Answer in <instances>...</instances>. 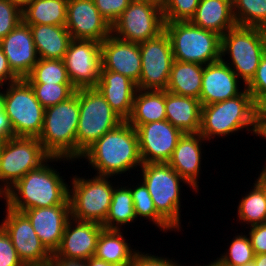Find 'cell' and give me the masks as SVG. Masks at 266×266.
Here are the masks:
<instances>
[{
	"label": "cell",
	"mask_w": 266,
	"mask_h": 266,
	"mask_svg": "<svg viewBox=\"0 0 266 266\" xmlns=\"http://www.w3.org/2000/svg\"><path fill=\"white\" fill-rule=\"evenodd\" d=\"M58 160L70 159L50 157L40 167L29 171L6 192L5 205L19 212L31 208L70 205L68 184L57 169L47 164Z\"/></svg>",
	"instance_id": "6da1fadb"
},
{
	"label": "cell",
	"mask_w": 266,
	"mask_h": 266,
	"mask_svg": "<svg viewBox=\"0 0 266 266\" xmlns=\"http://www.w3.org/2000/svg\"><path fill=\"white\" fill-rule=\"evenodd\" d=\"M82 157L101 176H116L143 164L136 129L127 121L105 133Z\"/></svg>",
	"instance_id": "7a4b0ae2"
},
{
	"label": "cell",
	"mask_w": 266,
	"mask_h": 266,
	"mask_svg": "<svg viewBox=\"0 0 266 266\" xmlns=\"http://www.w3.org/2000/svg\"><path fill=\"white\" fill-rule=\"evenodd\" d=\"M243 88L233 98L202 106L199 134L206 141L214 136H229L244 128L256 134V104L248 90Z\"/></svg>",
	"instance_id": "3957f363"
},
{
	"label": "cell",
	"mask_w": 266,
	"mask_h": 266,
	"mask_svg": "<svg viewBox=\"0 0 266 266\" xmlns=\"http://www.w3.org/2000/svg\"><path fill=\"white\" fill-rule=\"evenodd\" d=\"M79 124V97L48 107L38 140L51 157L76 160V135Z\"/></svg>",
	"instance_id": "277c9868"
},
{
	"label": "cell",
	"mask_w": 266,
	"mask_h": 266,
	"mask_svg": "<svg viewBox=\"0 0 266 266\" xmlns=\"http://www.w3.org/2000/svg\"><path fill=\"white\" fill-rule=\"evenodd\" d=\"M266 53V29L238 26L221 36V60L243 80L245 87L254 77L261 58ZM231 62L225 61V55ZM245 84V85H244Z\"/></svg>",
	"instance_id": "5b68a950"
},
{
	"label": "cell",
	"mask_w": 266,
	"mask_h": 266,
	"mask_svg": "<svg viewBox=\"0 0 266 266\" xmlns=\"http://www.w3.org/2000/svg\"><path fill=\"white\" fill-rule=\"evenodd\" d=\"M75 93L79 97L76 159L80 160L91 145L124 120L96 88L76 89Z\"/></svg>",
	"instance_id": "8992f818"
},
{
	"label": "cell",
	"mask_w": 266,
	"mask_h": 266,
	"mask_svg": "<svg viewBox=\"0 0 266 266\" xmlns=\"http://www.w3.org/2000/svg\"><path fill=\"white\" fill-rule=\"evenodd\" d=\"M174 60L207 65L221 59V36L190 21L164 22Z\"/></svg>",
	"instance_id": "52a82bcc"
},
{
	"label": "cell",
	"mask_w": 266,
	"mask_h": 266,
	"mask_svg": "<svg viewBox=\"0 0 266 266\" xmlns=\"http://www.w3.org/2000/svg\"><path fill=\"white\" fill-rule=\"evenodd\" d=\"M140 168L157 213L174 230H180V183L191 186L168 163H145Z\"/></svg>",
	"instance_id": "ba28073f"
},
{
	"label": "cell",
	"mask_w": 266,
	"mask_h": 266,
	"mask_svg": "<svg viewBox=\"0 0 266 266\" xmlns=\"http://www.w3.org/2000/svg\"><path fill=\"white\" fill-rule=\"evenodd\" d=\"M110 176L96 175L93 178L74 176L69 189L71 218L103 224L112 201L114 186Z\"/></svg>",
	"instance_id": "9c48e42d"
},
{
	"label": "cell",
	"mask_w": 266,
	"mask_h": 266,
	"mask_svg": "<svg viewBox=\"0 0 266 266\" xmlns=\"http://www.w3.org/2000/svg\"><path fill=\"white\" fill-rule=\"evenodd\" d=\"M4 110L15 137H37L41 134L45 108L25 79L9 83L4 90Z\"/></svg>",
	"instance_id": "30bf717a"
},
{
	"label": "cell",
	"mask_w": 266,
	"mask_h": 266,
	"mask_svg": "<svg viewBox=\"0 0 266 266\" xmlns=\"http://www.w3.org/2000/svg\"><path fill=\"white\" fill-rule=\"evenodd\" d=\"M50 157L37 137L6 140L0 151V187L6 193L29 171L40 167Z\"/></svg>",
	"instance_id": "8fae6325"
},
{
	"label": "cell",
	"mask_w": 266,
	"mask_h": 266,
	"mask_svg": "<svg viewBox=\"0 0 266 266\" xmlns=\"http://www.w3.org/2000/svg\"><path fill=\"white\" fill-rule=\"evenodd\" d=\"M163 31V11L144 0H132L111 26V34L133 43L153 39Z\"/></svg>",
	"instance_id": "7c38bea8"
},
{
	"label": "cell",
	"mask_w": 266,
	"mask_h": 266,
	"mask_svg": "<svg viewBox=\"0 0 266 266\" xmlns=\"http://www.w3.org/2000/svg\"><path fill=\"white\" fill-rule=\"evenodd\" d=\"M141 75L136 84L141 90H166L174 56L165 30L157 37L139 43Z\"/></svg>",
	"instance_id": "4fadbf2b"
},
{
	"label": "cell",
	"mask_w": 266,
	"mask_h": 266,
	"mask_svg": "<svg viewBox=\"0 0 266 266\" xmlns=\"http://www.w3.org/2000/svg\"><path fill=\"white\" fill-rule=\"evenodd\" d=\"M70 82L76 89L95 88L101 74V43L72 39L63 58Z\"/></svg>",
	"instance_id": "5bb4252c"
},
{
	"label": "cell",
	"mask_w": 266,
	"mask_h": 266,
	"mask_svg": "<svg viewBox=\"0 0 266 266\" xmlns=\"http://www.w3.org/2000/svg\"><path fill=\"white\" fill-rule=\"evenodd\" d=\"M6 216L0 226L10 237L23 264L44 263L52 254L42 244L28 217L6 205Z\"/></svg>",
	"instance_id": "9a60e30c"
},
{
	"label": "cell",
	"mask_w": 266,
	"mask_h": 266,
	"mask_svg": "<svg viewBox=\"0 0 266 266\" xmlns=\"http://www.w3.org/2000/svg\"><path fill=\"white\" fill-rule=\"evenodd\" d=\"M141 161L167 163L183 132L169 121H154L136 128Z\"/></svg>",
	"instance_id": "2e32d148"
},
{
	"label": "cell",
	"mask_w": 266,
	"mask_h": 266,
	"mask_svg": "<svg viewBox=\"0 0 266 266\" xmlns=\"http://www.w3.org/2000/svg\"><path fill=\"white\" fill-rule=\"evenodd\" d=\"M65 27L72 39L102 42L111 34L110 23L94 0H68Z\"/></svg>",
	"instance_id": "e0dca14e"
},
{
	"label": "cell",
	"mask_w": 266,
	"mask_h": 266,
	"mask_svg": "<svg viewBox=\"0 0 266 266\" xmlns=\"http://www.w3.org/2000/svg\"><path fill=\"white\" fill-rule=\"evenodd\" d=\"M0 46L12 72L19 79H25L39 59L30 26L21 21L0 41Z\"/></svg>",
	"instance_id": "ac0fdd59"
},
{
	"label": "cell",
	"mask_w": 266,
	"mask_h": 266,
	"mask_svg": "<svg viewBox=\"0 0 266 266\" xmlns=\"http://www.w3.org/2000/svg\"><path fill=\"white\" fill-rule=\"evenodd\" d=\"M103 229L99 223L70 218L66 223L61 243L52 256L81 260L93 257L99 234Z\"/></svg>",
	"instance_id": "d6986e66"
},
{
	"label": "cell",
	"mask_w": 266,
	"mask_h": 266,
	"mask_svg": "<svg viewBox=\"0 0 266 266\" xmlns=\"http://www.w3.org/2000/svg\"><path fill=\"white\" fill-rule=\"evenodd\" d=\"M102 68L127 76L136 84L141 75L139 43L121 40L110 34L101 42Z\"/></svg>",
	"instance_id": "ffe728a7"
},
{
	"label": "cell",
	"mask_w": 266,
	"mask_h": 266,
	"mask_svg": "<svg viewBox=\"0 0 266 266\" xmlns=\"http://www.w3.org/2000/svg\"><path fill=\"white\" fill-rule=\"evenodd\" d=\"M23 213L30 220L42 244L51 253L58 249L67 221L71 218L70 205L31 208Z\"/></svg>",
	"instance_id": "44dd1931"
},
{
	"label": "cell",
	"mask_w": 266,
	"mask_h": 266,
	"mask_svg": "<svg viewBox=\"0 0 266 266\" xmlns=\"http://www.w3.org/2000/svg\"><path fill=\"white\" fill-rule=\"evenodd\" d=\"M238 76L221 59L204 65L200 103L202 106L220 102L239 95Z\"/></svg>",
	"instance_id": "7402d4cb"
},
{
	"label": "cell",
	"mask_w": 266,
	"mask_h": 266,
	"mask_svg": "<svg viewBox=\"0 0 266 266\" xmlns=\"http://www.w3.org/2000/svg\"><path fill=\"white\" fill-rule=\"evenodd\" d=\"M95 88L124 121L130 117L137 91L134 81L118 72L101 68L100 79Z\"/></svg>",
	"instance_id": "603a6c76"
},
{
	"label": "cell",
	"mask_w": 266,
	"mask_h": 266,
	"mask_svg": "<svg viewBox=\"0 0 266 266\" xmlns=\"http://www.w3.org/2000/svg\"><path fill=\"white\" fill-rule=\"evenodd\" d=\"M203 141L205 139L199 133H183L167 162L196 192L199 190Z\"/></svg>",
	"instance_id": "cb8c5ba5"
},
{
	"label": "cell",
	"mask_w": 266,
	"mask_h": 266,
	"mask_svg": "<svg viewBox=\"0 0 266 266\" xmlns=\"http://www.w3.org/2000/svg\"><path fill=\"white\" fill-rule=\"evenodd\" d=\"M201 108L199 99L176 95L165 90L166 120L183 133H199Z\"/></svg>",
	"instance_id": "d4e9b609"
},
{
	"label": "cell",
	"mask_w": 266,
	"mask_h": 266,
	"mask_svg": "<svg viewBox=\"0 0 266 266\" xmlns=\"http://www.w3.org/2000/svg\"><path fill=\"white\" fill-rule=\"evenodd\" d=\"M190 22L223 36L237 25L233 16L232 0H200Z\"/></svg>",
	"instance_id": "484cf974"
},
{
	"label": "cell",
	"mask_w": 266,
	"mask_h": 266,
	"mask_svg": "<svg viewBox=\"0 0 266 266\" xmlns=\"http://www.w3.org/2000/svg\"><path fill=\"white\" fill-rule=\"evenodd\" d=\"M38 58L63 59L72 37L65 25H29Z\"/></svg>",
	"instance_id": "4316f807"
},
{
	"label": "cell",
	"mask_w": 266,
	"mask_h": 266,
	"mask_svg": "<svg viewBox=\"0 0 266 266\" xmlns=\"http://www.w3.org/2000/svg\"><path fill=\"white\" fill-rule=\"evenodd\" d=\"M166 120L165 90L137 89L132 113L126 120L135 129L142 124Z\"/></svg>",
	"instance_id": "83f0119b"
},
{
	"label": "cell",
	"mask_w": 266,
	"mask_h": 266,
	"mask_svg": "<svg viewBox=\"0 0 266 266\" xmlns=\"http://www.w3.org/2000/svg\"><path fill=\"white\" fill-rule=\"evenodd\" d=\"M204 65L174 60L166 90L199 99Z\"/></svg>",
	"instance_id": "f1b7e54d"
},
{
	"label": "cell",
	"mask_w": 266,
	"mask_h": 266,
	"mask_svg": "<svg viewBox=\"0 0 266 266\" xmlns=\"http://www.w3.org/2000/svg\"><path fill=\"white\" fill-rule=\"evenodd\" d=\"M123 236L121 230L103 229L94 256L116 266H129L138 250H133Z\"/></svg>",
	"instance_id": "f546056e"
},
{
	"label": "cell",
	"mask_w": 266,
	"mask_h": 266,
	"mask_svg": "<svg viewBox=\"0 0 266 266\" xmlns=\"http://www.w3.org/2000/svg\"><path fill=\"white\" fill-rule=\"evenodd\" d=\"M68 0H32L23 10L28 25H65Z\"/></svg>",
	"instance_id": "4dcf8cb0"
},
{
	"label": "cell",
	"mask_w": 266,
	"mask_h": 266,
	"mask_svg": "<svg viewBox=\"0 0 266 266\" xmlns=\"http://www.w3.org/2000/svg\"><path fill=\"white\" fill-rule=\"evenodd\" d=\"M137 219L130 188L114 187L110 209L102 224L104 229L121 230V225H128Z\"/></svg>",
	"instance_id": "1f68e13d"
},
{
	"label": "cell",
	"mask_w": 266,
	"mask_h": 266,
	"mask_svg": "<svg viewBox=\"0 0 266 266\" xmlns=\"http://www.w3.org/2000/svg\"><path fill=\"white\" fill-rule=\"evenodd\" d=\"M25 80L28 83L72 84L63 59L39 58Z\"/></svg>",
	"instance_id": "d6a6232c"
},
{
	"label": "cell",
	"mask_w": 266,
	"mask_h": 266,
	"mask_svg": "<svg viewBox=\"0 0 266 266\" xmlns=\"http://www.w3.org/2000/svg\"><path fill=\"white\" fill-rule=\"evenodd\" d=\"M253 189L246 194L237 208L239 222L251 226L266 223V202L261 189L253 183Z\"/></svg>",
	"instance_id": "836d02e7"
},
{
	"label": "cell",
	"mask_w": 266,
	"mask_h": 266,
	"mask_svg": "<svg viewBox=\"0 0 266 266\" xmlns=\"http://www.w3.org/2000/svg\"><path fill=\"white\" fill-rule=\"evenodd\" d=\"M232 5L238 26L266 29V0H232Z\"/></svg>",
	"instance_id": "e575fe53"
},
{
	"label": "cell",
	"mask_w": 266,
	"mask_h": 266,
	"mask_svg": "<svg viewBox=\"0 0 266 266\" xmlns=\"http://www.w3.org/2000/svg\"><path fill=\"white\" fill-rule=\"evenodd\" d=\"M142 183V184H140ZM138 183V186L131 187L132 199L136 217H144L149 222H153L155 226L159 227L160 231L167 230L174 231V229L157 213L152 197L143 182Z\"/></svg>",
	"instance_id": "d590c367"
},
{
	"label": "cell",
	"mask_w": 266,
	"mask_h": 266,
	"mask_svg": "<svg viewBox=\"0 0 266 266\" xmlns=\"http://www.w3.org/2000/svg\"><path fill=\"white\" fill-rule=\"evenodd\" d=\"M248 235H237L230 242V247L226 254L215 259L213 266H242L252 263L255 257L254 250Z\"/></svg>",
	"instance_id": "8d00e7d4"
},
{
	"label": "cell",
	"mask_w": 266,
	"mask_h": 266,
	"mask_svg": "<svg viewBox=\"0 0 266 266\" xmlns=\"http://www.w3.org/2000/svg\"><path fill=\"white\" fill-rule=\"evenodd\" d=\"M29 84L34 91L36 98L45 109L66 101L76 92V88L72 84Z\"/></svg>",
	"instance_id": "74e56055"
},
{
	"label": "cell",
	"mask_w": 266,
	"mask_h": 266,
	"mask_svg": "<svg viewBox=\"0 0 266 266\" xmlns=\"http://www.w3.org/2000/svg\"><path fill=\"white\" fill-rule=\"evenodd\" d=\"M200 0H169L163 10L164 22L190 21Z\"/></svg>",
	"instance_id": "f35d334b"
},
{
	"label": "cell",
	"mask_w": 266,
	"mask_h": 266,
	"mask_svg": "<svg viewBox=\"0 0 266 266\" xmlns=\"http://www.w3.org/2000/svg\"><path fill=\"white\" fill-rule=\"evenodd\" d=\"M21 21H23L22 9L10 0H0V41Z\"/></svg>",
	"instance_id": "ab89813d"
},
{
	"label": "cell",
	"mask_w": 266,
	"mask_h": 266,
	"mask_svg": "<svg viewBox=\"0 0 266 266\" xmlns=\"http://www.w3.org/2000/svg\"><path fill=\"white\" fill-rule=\"evenodd\" d=\"M245 88L252 95L256 105L266 97V53L261 58L254 77Z\"/></svg>",
	"instance_id": "60d3db41"
},
{
	"label": "cell",
	"mask_w": 266,
	"mask_h": 266,
	"mask_svg": "<svg viewBox=\"0 0 266 266\" xmlns=\"http://www.w3.org/2000/svg\"><path fill=\"white\" fill-rule=\"evenodd\" d=\"M132 0H94L100 14L112 24L121 16Z\"/></svg>",
	"instance_id": "b9f144b4"
},
{
	"label": "cell",
	"mask_w": 266,
	"mask_h": 266,
	"mask_svg": "<svg viewBox=\"0 0 266 266\" xmlns=\"http://www.w3.org/2000/svg\"><path fill=\"white\" fill-rule=\"evenodd\" d=\"M24 264L19 259L17 251L13 243L0 226V266H23Z\"/></svg>",
	"instance_id": "7bdbcfd3"
},
{
	"label": "cell",
	"mask_w": 266,
	"mask_h": 266,
	"mask_svg": "<svg viewBox=\"0 0 266 266\" xmlns=\"http://www.w3.org/2000/svg\"><path fill=\"white\" fill-rule=\"evenodd\" d=\"M177 261L168 259L167 257H158L145 252H138L135 254L131 264L129 266H183Z\"/></svg>",
	"instance_id": "ee69618b"
},
{
	"label": "cell",
	"mask_w": 266,
	"mask_h": 266,
	"mask_svg": "<svg viewBox=\"0 0 266 266\" xmlns=\"http://www.w3.org/2000/svg\"><path fill=\"white\" fill-rule=\"evenodd\" d=\"M248 235L255 254L266 253V223L250 227Z\"/></svg>",
	"instance_id": "f6af8a7d"
},
{
	"label": "cell",
	"mask_w": 266,
	"mask_h": 266,
	"mask_svg": "<svg viewBox=\"0 0 266 266\" xmlns=\"http://www.w3.org/2000/svg\"><path fill=\"white\" fill-rule=\"evenodd\" d=\"M19 78L12 72L9 67L7 58L0 46V85L5 87L4 84H9L18 81ZM8 81V82H7Z\"/></svg>",
	"instance_id": "bcb514c9"
},
{
	"label": "cell",
	"mask_w": 266,
	"mask_h": 266,
	"mask_svg": "<svg viewBox=\"0 0 266 266\" xmlns=\"http://www.w3.org/2000/svg\"><path fill=\"white\" fill-rule=\"evenodd\" d=\"M0 137L5 141L15 138V133L5 110L0 111Z\"/></svg>",
	"instance_id": "7dc6e473"
},
{
	"label": "cell",
	"mask_w": 266,
	"mask_h": 266,
	"mask_svg": "<svg viewBox=\"0 0 266 266\" xmlns=\"http://www.w3.org/2000/svg\"><path fill=\"white\" fill-rule=\"evenodd\" d=\"M55 266H87L86 260L52 256Z\"/></svg>",
	"instance_id": "c3c4849f"
},
{
	"label": "cell",
	"mask_w": 266,
	"mask_h": 266,
	"mask_svg": "<svg viewBox=\"0 0 266 266\" xmlns=\"http://www.w3.org/2000/svg\"><path fill=\"white\" fill-rule=\"evenodd\" d=\"M256 124H266V97L256 105Z\"/></svg>",
	"instance_id": "681fc988"
},
{
	"label": "cell",
	"mask_w": 266,
	"mask_h": 266,
	"mask_svg": "<svg viewBox=\"0 0 266 266\" xmlns=\"http://www.w3.org/2000/svg\"><path fill=\"white\" fill-rule=\"evenodd\" d=\"M255 184L261 189L266 202V166L262 168L260 175L255 180Z\"/></svg>",
	"instance_id": "f907efd6"
},
{
	"label": "cell",
	"mask_w": 266,
	"mask_h": 266,
	"mask_svg": "<svg viewBox=\"0 0 266 266\" xmlns=\"http://www.w3.org/2000/svg\"><path fill=\"white\" fill-rule=\"evenodd\" d=\"M86 264H87V266H116L114 264L107 263L104 260L97 259L95 256L87 259Z\"/></svg>",
	"instance_id": "816d5d0a"
},
{
	"label": "cell",
	"mask_w": 266,
	"mask_h": 266,
	"mask_svg": "<svg viewBox=\"0 0 266 266\" xmlns=\"http://www.w3.org/2000/svg\"><path fill=\"white\" fill-rule=\"evenodd\" d=\"M253 262L255 266H266V253L255 254Z\"/></svg>",
	"instance_id": "f5cc1de1"
},
{
	"label": "cell",
	"mask_w": 266,
	"mask_h": 266,
	"mask_svg": "<svg viewBox=\"0 0 266 266\" xmlns=\"http://www.w3.org/2000/svg\"><path fill=\"white\" fill-rule=\"evenodd\" d=\"M144 1L155 5L156 7L160 8L163 11L167 6L169 0H144Z\"/></svg>",
	"instance_id": "db71d44e"
},
{
	"label": "cell",
	"mask_w": 266,
	"mask_h": 266,
	"mask_svg": "<svg viewBox=\"0 0 266 266\" xmlns=\"http://www.w3.org/2000/svg\"><path fill=\"white\" fill-rule=\"evenodd\" d=\"M266 139V124H256V136Z\"/></svg>",
	"instance_id": "11a10c76"
},
{
	"label": "cell",
	"mask_w": 266,
	"mask_h": 266,
	"mask_svg": "<svg viewBox=\"0 0 266 266\" xmlns=\"http://www.w3.org/2000/svg\"><path fill=\"white\" fill-rule=\"evenodd\" d=\"M10 1L23 10L32 0H10Z\"/></svg>",
	"instance_id": "9f6ffc18"
},
{
	"label": "cell",
	"mask_w": 266,
	"mask_h": 266,
	"mask_svg": "<svg viewBox=\"0 0 266 266\" xmlns=\"http://www.w3.org/2000/svg\"><path fill=\"white\" fill-rule=\"evenodd\" d=\"M23 266H55L54 262L51 260L44 263H33V264H24Z\"/></svg>",
	"instance_id": "6f0895ef"
},
{
	"label": "cell",
	"mask_w": 266,
	"mask_h": 266,
	"mask_svg": "<svg viewBox=\"0 0 266 266\" xmlns=\"http://www.w3.org/2000/svg\"><path fill=\"white\" fill-rule=\"evenodd\" d=\"M0 89V111L4 110V91H1Z\"/></svg>",
	"instance_id": "680465c9"
},
{
	"label": "cell",
	"mask_w": 266,
	"mask_h": 266,
	"mask_svg": "<svg viewBox=\"0 0 266 266\" xmlns=\"http://www.w3.org/2000/svg\"><path fill=\"white\" fill-rule=\"evenodd\" d=\"M1 197L4 198V199H6V193H5L4 190L0 187V199H1Z\"/></svg>",
	"instance_id": "91938a15"
},
{
	"label": "cell",
	"mask_w": 266,
	"mask_h": 266,
	"mask_svg": "<svg viewBox=\"0 0 266 266\" xmlns=\"http://www.w3.org/2000/svg\"><path fill=\"white\" fill-rule=\"evenodd\" d=\"M4 142H5V140L0 137V151H1L2 147H3Z\"/></svg>",
	"instance_id": "94428289"
},
{
	"label": "cell",
	"mask_w": 266,
	"mask_h": 266,
	"mask_svg": "<svg viewBox=\"0 0 266 266\" xmlns=\"http://www.w3.org/2000/svg\"><path fill=\"white\" fill-rule=\"evenodd\" d=\"M242 266H255V265H254V262H252V263L245 264V265H242Z\"/></svg>",
	"instance_id": "6125c7cd"
}]
</instances>
